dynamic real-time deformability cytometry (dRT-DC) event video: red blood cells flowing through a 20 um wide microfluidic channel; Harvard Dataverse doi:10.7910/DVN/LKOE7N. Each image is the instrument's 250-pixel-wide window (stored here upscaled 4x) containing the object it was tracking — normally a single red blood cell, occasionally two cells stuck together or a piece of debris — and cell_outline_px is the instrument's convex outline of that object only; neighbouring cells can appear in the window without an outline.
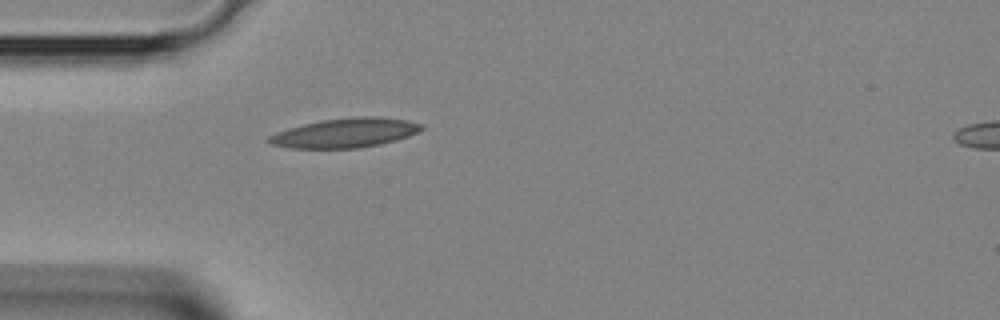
{"species": "Egyptian fruit bat (a non-hibernating species)", "species_latin": "Rousettus aegyptiacus", "temperature_condition": "room temperature", "stored_images_in_passage": 2, "segment_of_instrument_passage": [1, 2], "camera_frame_rate_fps": 3000, "um_per_image_px": 0.085, "animal": {"sex": "female"}, "frame": {"image": 1, "passage_image": 1, "time_ms": 0.0, "image_size_px": [1000, 320], "cell_outline_px": [[424, 128], [408, 136], [396, 140], [380, 144], [360, 148], [288, 148], [272, 144], [264, 140], [268, 136], [276, 132], [288, 128], [320, 120], [352, 116], [380, 116], [408, 120], [424, 124]], "centroid_in_image_um": [29.34, 11.28], "position_along_channel_um": 55.7, "area_um2": 26.41}}